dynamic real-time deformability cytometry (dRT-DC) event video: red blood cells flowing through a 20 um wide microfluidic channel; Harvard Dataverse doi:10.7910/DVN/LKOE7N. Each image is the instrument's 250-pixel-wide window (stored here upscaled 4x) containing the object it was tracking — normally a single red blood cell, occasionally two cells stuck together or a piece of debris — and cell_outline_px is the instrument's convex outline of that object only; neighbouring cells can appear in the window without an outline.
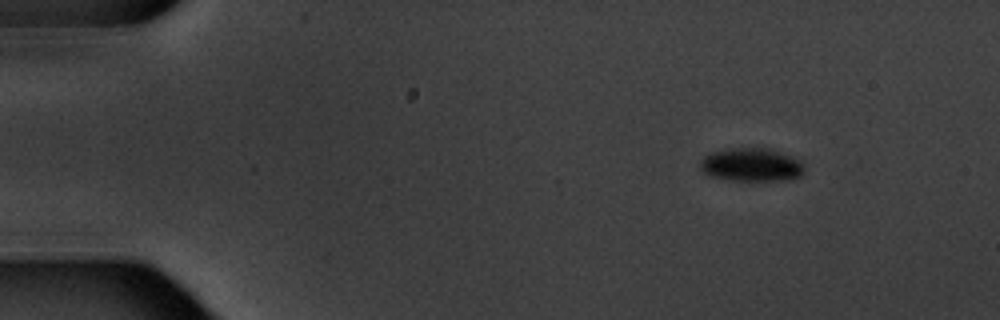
{"species": "common noctule bat (a hibernating species)", "species_latin": "Nyctalus noctula", "temperature_condition": "warm", "stored_images_in_passage": 5, "camera_frame_rate_fps": 3000, "um_per_image_px": 0.085, "animal": {"sex": "male", "body_mass_g": 20.1, "forearm_length_mm": 53.5}, "frame": {"image": 1, "passage_image": 2, "time_ms": 1.333, "image_size_px": [1000, 320], "cell_outline_px": [[804, 172], [800, 176], [788, 180], [732, 180], [708, 176], [700, 168], [700, 160], [704, 156], [712, 152], [732, 148], [768, 148], [800, 160], [804, 164]], "centroid_in_image_um": [63.86, 14.01], "position_along_channel_um": 21.1, "area_um2": 20.17}}
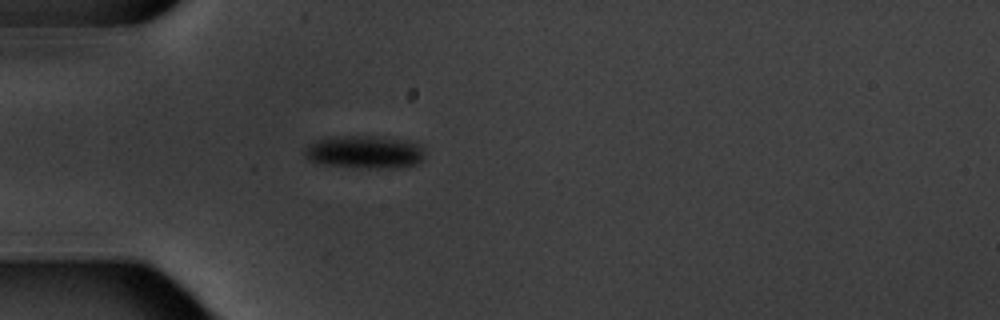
{"frame": {"image": 2, "passage_image": 5, "time_ms": 4.667, "image_size_px": [1000, 320], "cell_outline_px": [[424, 160], [416, 164], [404, 168], [368, 168], [316, 164], [308, 160], [300, 152], [308, 144], [324, 136], [380, 136], [408, 140], [420, 144], [424, 148]], "centroid_in_image_um": [30.96, 12.92], "position_along_channel_um": 54.0, "area_um2": 23.99}}